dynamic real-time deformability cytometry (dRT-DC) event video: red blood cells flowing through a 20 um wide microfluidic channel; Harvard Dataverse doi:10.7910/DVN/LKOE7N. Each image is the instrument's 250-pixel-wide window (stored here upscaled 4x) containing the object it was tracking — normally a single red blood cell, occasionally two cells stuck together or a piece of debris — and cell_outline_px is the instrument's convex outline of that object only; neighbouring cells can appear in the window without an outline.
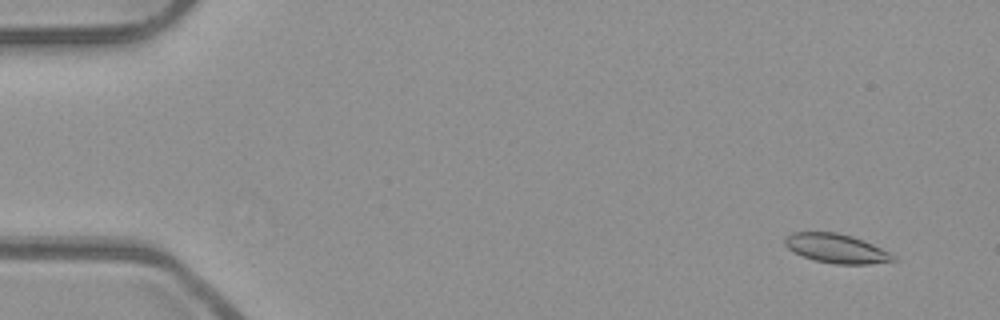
{"species": "common noctule bat (a hibernating species)", "species_latin": "Nyctalus noctula", "temperature_condition": "room temperature", "stored_images_in_passage": 52, "camera_frame_rate_fps": 3000, "um_per_image_px": 0.085, "animal": {"sex": "male", "body_mass_g": 23.1, "forearm_length_mm": 52.7}, "frame": {"image": 1, "passage_image": 3, "time_ms": 0.667, "image_size_px": [1000, 320], "cell_outline_px": [[900, 260], [868, 264], [836, 264], [816, 260], [804, 256], [788, 248], [784, 244], [784, 240], [792, 232], [836, 232], [852, 236], [864, 240], [896, 256]], "centroid_in_image_um": [71.13, 21.12], "position_along_channel_um": 13.9, "area_um2": 18.21}}
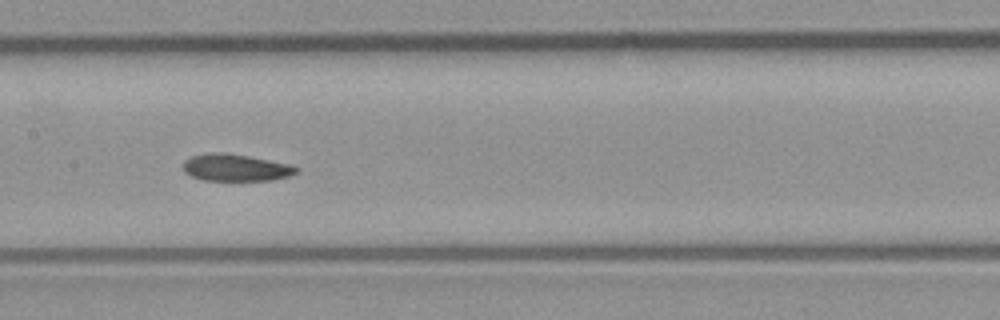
{"frame": {"image": 2, "passage_image": 26, "time_ms": 8.333, "image_size_px": [1000, 320], "cell_outline_px": [[300, 168], [296, 172], [288, 176], [272, 180], [204, 180], [192, 176], [184, 172], [184, 160], [192, 156], [212, 152], [224, 152], [248, 156], [292, 164]], "centroid_in_image_um": [20.05, 14.24], "position_along_channel_um": 187.3, "area_um2": 17.74}}
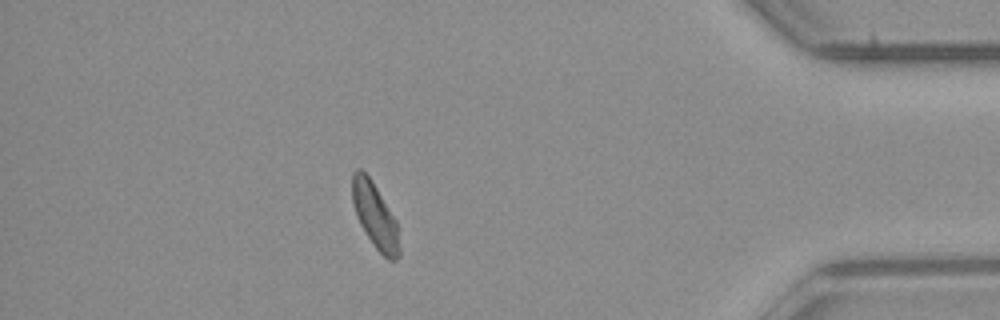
{"frame": {"image": 3, "passage_image": 46, "time_ms": 15.0, "image_size_px": [1000, 320], "cell_outline_px": [[400, 256], [396, 260], [388, 260], [376, 248], [360, 224], [356, 216], [352, 200], [352, 172], [356, 168], [360, 168], [368, 176], [376, 188], [396, 220], [400, 248]], "centroid_in_image_um": [31.87, 18.34], "position_along_channel_um": 403.3, "area_um2": 17.69}, "authors_computed_cell_mechanics": {"area_um2": 18.4093, "velocity_mm_per_s": 3.9121, "shape_relaxation_time_tau1_ms": 11.2483, "shape_relaxation_time_tau2_ms": 3.6273, "deformation_change_tau1": 0.1764, "deformation_change_tau2": 0.0862}}